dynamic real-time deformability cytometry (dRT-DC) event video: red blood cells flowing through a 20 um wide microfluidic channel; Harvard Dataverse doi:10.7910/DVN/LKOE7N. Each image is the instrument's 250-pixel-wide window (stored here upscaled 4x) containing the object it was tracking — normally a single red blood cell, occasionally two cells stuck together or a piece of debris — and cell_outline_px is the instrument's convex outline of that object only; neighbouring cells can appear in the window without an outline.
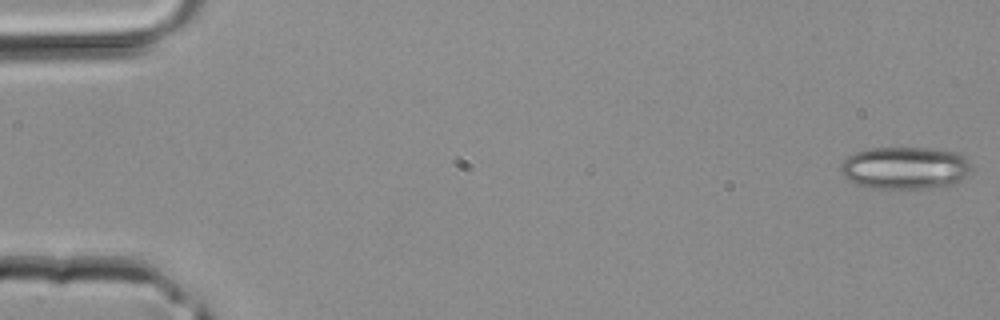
{"species": "common noctule bat (a hibernating species)", "species_latin": "Nyctalus noctula", "temperature_condition": "room temperature", "stored_images_in_passage": 42, "camera_frame_rate_fps": 3000, "um_per_image_px": 0.085, "animal": {"sex": "male", "body_mass_g": 20.4}, "frame": {"image": 1, "passage_image": 1, "time_ms": 0.0, "image_size_px": [1000, 320], "cell_outline_px": [[972, 168], [956, 184], [924, 188], [876, 188], [856, 184], [848, 180], [840, 172], [840, 164], [848, 156], [856, 152], [868, 148], [928, 148], [956, 152], [964, 156], [972, 164]], "centroid_in_image_um": [76.92, 14.26], "position_along_channel_um": 8.1, "area_um2": 32.31}}
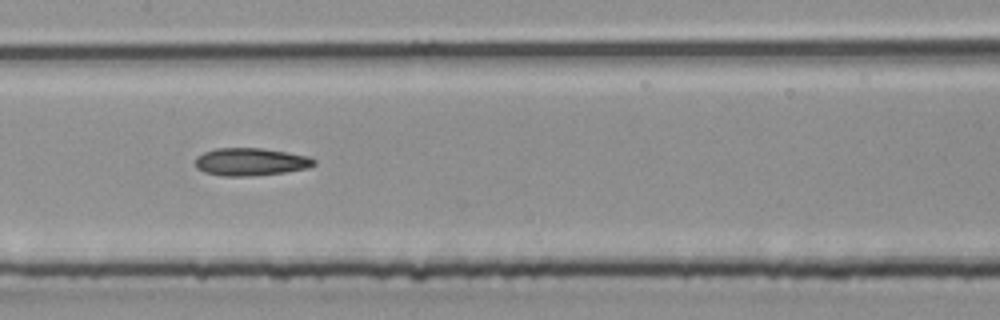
{"frame": {"image": 2, "passage_image": 21, "time_ms": 6.667, "image_size_px": [1000, 320], "cell_outline_px": [[316, 164], [308, 168], [284, 172], [252, 176], [224, 176], [204, 172], [196, 168], [196, 156], [204, 152], [216, 148], [260, 148], [288, 152], [308, 156], [316, 160]], "centroid_in_image_um": [21.31, 13.75], "position_along_channel_um": 186.1, "area_um2": 19.19}}
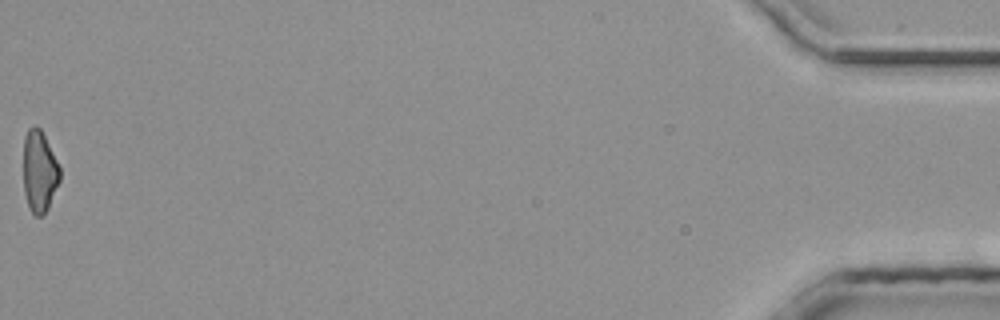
{"frame": {"image": 3, "passage_image": 42, "time_ms": 13.667, "image_size_px": [1000, 320], "cell_outline_px": [[60, 180], [48, 208], [40, 216], [36, 216], [32, 212], [28, 204], [24, 192], [24, 136], [28, 128], [32, 124], [36, 124], [40, 128], [60, 168]], "centroid_in_image_um": [3.34, 14.54], "position_along_channel_um": 431.9, "area_um2": 17.17}}